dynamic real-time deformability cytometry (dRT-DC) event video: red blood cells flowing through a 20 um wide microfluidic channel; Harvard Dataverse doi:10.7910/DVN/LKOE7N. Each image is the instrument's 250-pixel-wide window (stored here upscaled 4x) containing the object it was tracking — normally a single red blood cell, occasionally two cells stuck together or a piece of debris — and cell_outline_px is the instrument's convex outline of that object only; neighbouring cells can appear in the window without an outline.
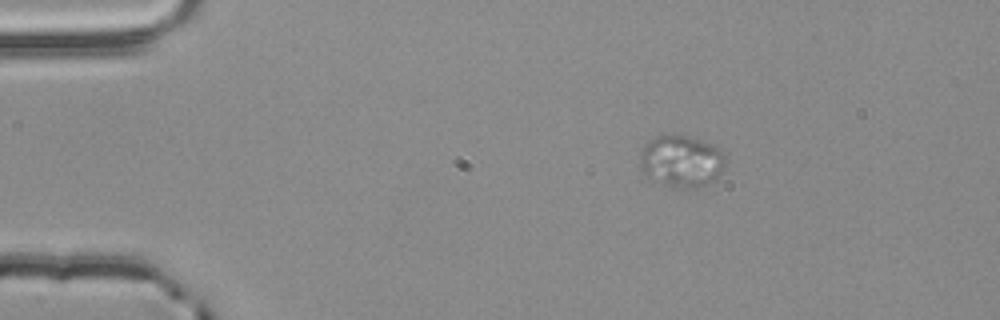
{"species": "common noctule bat (a hibernating species)", "species_latin": "Nyctalus noctula", "temperature_condition": "room temperature", "stored_images_in_passage": 2, "camera_frame_rate_fps": 3000, "um_per_image_px": 0.085, "animal": {"sex": "male", "body_mass_g": 20.4}, "frame": {"image": 1, "passage_image": 1, "time_ms": 0.0, "image_size_px": [1000, 320], "cell_outline_px": [[728, 160], [724, 172], [716, 180], [708, 184], [692, 188], [672, 188], [644, 176], [640, 168], [640, 152], [644, 144], [656, 136], [664, 132], [676, 132], [712, 144], [724, 152]], "centroid_in_image_um": [57.94, 13.68], "position_along_channel_um": 27.1, "area_um2": 27.11}}